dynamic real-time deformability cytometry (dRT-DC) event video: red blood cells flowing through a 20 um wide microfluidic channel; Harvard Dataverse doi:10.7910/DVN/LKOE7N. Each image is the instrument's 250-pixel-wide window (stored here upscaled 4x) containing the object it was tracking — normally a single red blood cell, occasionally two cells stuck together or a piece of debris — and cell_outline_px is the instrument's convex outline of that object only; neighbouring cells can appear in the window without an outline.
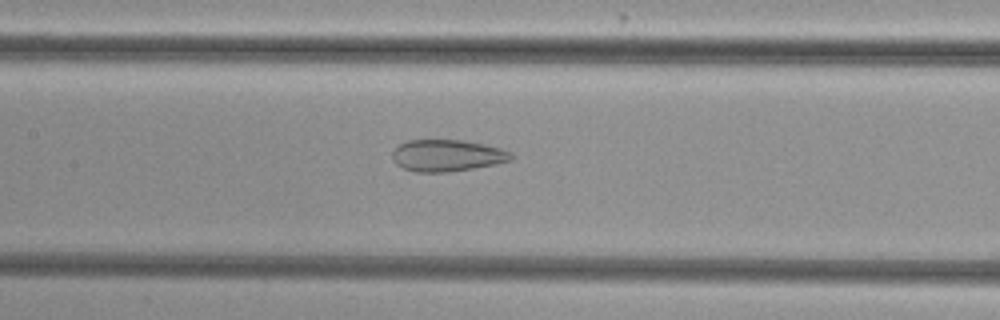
{"species": "common noctule bat (a hibernating species)", "species_latin": "Nyctalus noctula", "temperature_condition": "cold", "stored_images_in_passage": 40, "camera_frame_rate_fps": 3000, "um_per_image_px": 0.085, "animal": {"sex": "female", "body_mass_g": 29.2, "forearm_length_mm": 56.3}, "frame": {"image": 1, "passage_image": 12, "time_ms": 3.667, "image_size_px": [1000, 320], "cell_outline_px": [[512, 160], [496, 164], [448, 172], [416, 172], [404, 168], [396, 164], [392, 160], [392, 152], [400, 144], [408, 140], [464, 140], [484, 144], [500, 148], [512, 152]], "centroid_in_image_um": [38.0, 13.22], "position_along_channel_um": 169.4, "area_um2": 21.96}}
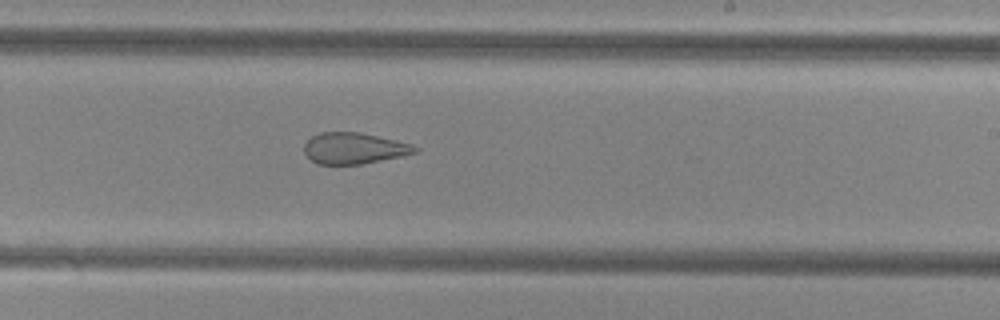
{"frame": {"image": 2, "passage_image": 19, "time_ms": 6.0, "image_size_px": [1000, 320], "cell_outline_px": [[420, 148], [416, 152], [400, 156], [360, 164], [316, 164], [304, 152], [304, 144], [312, 136], [320, 132], [360, 132], [396, 140], [412, 144]], "centroid_in_image_um": [30.08, 12.59], "position_along_channel_um": 258.9, "area_um2": 20.0}}
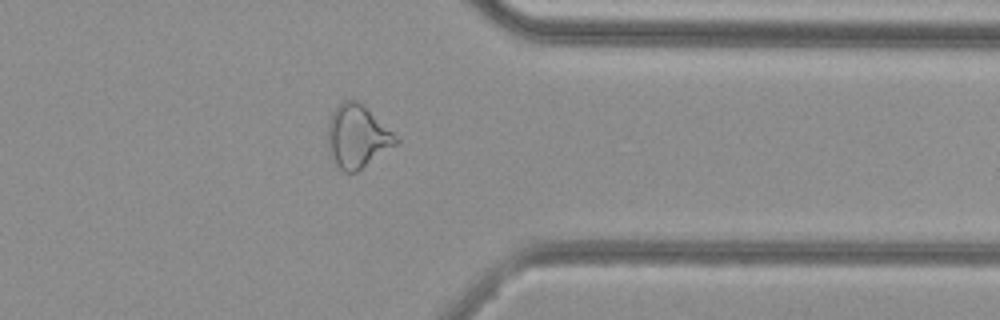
{"frame": {"image": 3, "passage_image": 29, "time_ms": 9.333, "image_size_px": [1000, 320], "cell_outline_px": [[400, 140], [396, 144], [356, 172], [344, 172], [336, 164], [328, 152], [328, 124], [332, 112], [344, 100], [356, 100], [364, 104], [400, 136]], "centroid_in_image_um": [30.4, 11.57], "position_along_channel_um": 381.0, "area_um2": 25.14}, "authors_computed_cell_mechanics": {"area_um2": 24.1604, "velocity_mm_per_s": 3.8528, "shape_relaxation_time_tau1_ms": null, "shape_relaxation_time_tau2_ms": 2.0545, "deformation_change_tau1": null, "deformation_change_tau2": 0.1079}}